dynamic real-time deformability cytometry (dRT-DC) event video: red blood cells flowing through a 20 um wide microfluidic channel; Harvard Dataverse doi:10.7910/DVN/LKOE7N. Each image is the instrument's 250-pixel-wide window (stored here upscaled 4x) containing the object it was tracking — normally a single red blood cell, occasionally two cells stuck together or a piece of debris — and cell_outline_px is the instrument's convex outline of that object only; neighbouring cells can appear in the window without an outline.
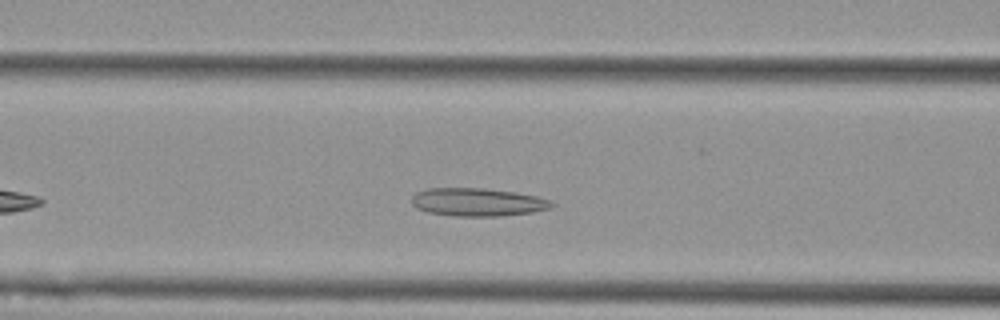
{"species": "Egyptian fruit bat (a non-hibernating species)", "species_latin": "Rousettus aegyptiacus", "temperature_condition": "cold", "stored_images_in_passage": 34, "segment_of_instrument_passage": [1, 2], "camera_frame_rate_fps": 3000, "um_per_image_px": 0.085, "animal": {"sex": "female"}, "frame": {"image": 1, "passage_image": 10, "time_ms": 3.0, "image_size_px": [1000, 320], "cell_outline_px": [[556, 204], [548, 208], [532, 212], [500, 216], [452, 216], [428, 212], [416, 208], [412, 204], [412, 196], [416, 192], [428, 188], [484, 188], [512, 192], [536, 196], [548, 200]], "centroid_in_image_um": [40.54, 17.18], "position_along_channel_um": 126.1, "area_um2": 22.77}}
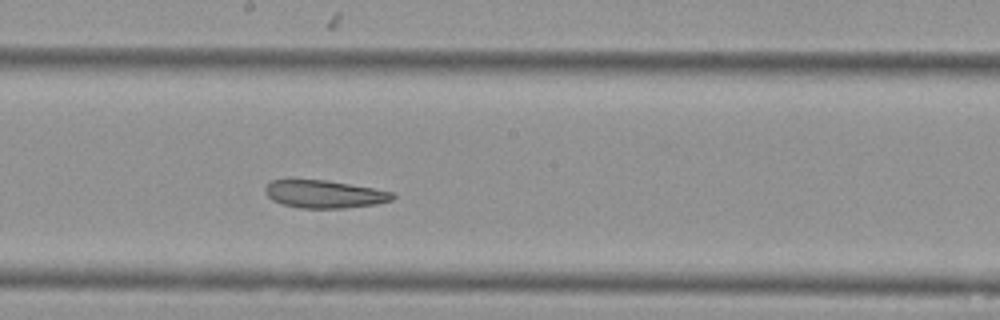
{"frame": {"image": 2, "passage_image": 18, "time_ms": 5.667, "image_size_px": [1000, 320], "cell_outline_px": [[396, 196], [392, 200], [376, 204], [344, 208], [300, 208], [280, 204], [272, 200], [264, 192], [264, 188], [272, 180], [328, 180], [372, 188], [392, 192]], "centroid_in_image_um": [27.55, 16.51], "position_along_channel_um": 220.6, "area_um2": 20.58}}
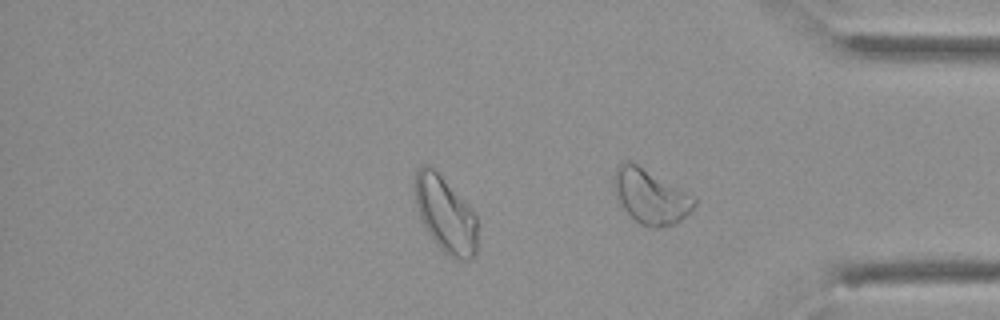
{"frame": {"image": 3, "passage_image": 32, "time_ms": 10.333, "image_size_px": [1000, 320], "cell_outline_px": [[476, 252], [472, 260], [456, 260], [448, 256], [436, 244], [428, 232], [420, 216], [416, 204], [412, 184], [416, 172], [420, 164], [428, 164], [440, 176], [476, 216]], "centroid_in_image_um": [37.81, 18.26], "position_along_channel_um": 397.4, "area_um2": 27.22}}